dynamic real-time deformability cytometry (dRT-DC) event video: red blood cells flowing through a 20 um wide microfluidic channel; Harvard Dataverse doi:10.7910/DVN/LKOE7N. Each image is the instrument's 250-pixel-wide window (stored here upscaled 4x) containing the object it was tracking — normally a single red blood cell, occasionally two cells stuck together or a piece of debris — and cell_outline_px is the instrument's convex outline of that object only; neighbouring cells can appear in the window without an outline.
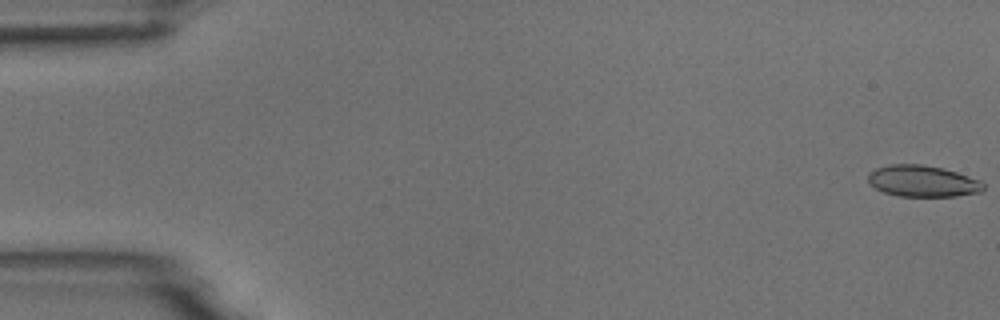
{"species": "common noctule bat (a hibernating species)", "species_latin": "Nyctalus noctula", "temperature_condition": "room temperature", "stored_images_in_passage": 6, "camera_frame_rate_fps": 3000, "um_per_image_px": 0.085, "animal": {"sex": "male", "body_mass_g": 18.8}, "frame": {"image": 1, "passage_image": 1, "time_ms": 0.0, "image_size_px": [1000, 320], "cell_outline_px": [[984, 188], [980, 192], [956, 196], [896, 196], [884, 192], [876, 188], [868, 180], [868, 172], [876, 168], [892, 164], [920, 164], [944, 168], [980, 180], [984, 184]], "centroid_in_image_um": [78.42, 15.39], "position_along_channel_um": 6.6, "area_um2": 21.04}}